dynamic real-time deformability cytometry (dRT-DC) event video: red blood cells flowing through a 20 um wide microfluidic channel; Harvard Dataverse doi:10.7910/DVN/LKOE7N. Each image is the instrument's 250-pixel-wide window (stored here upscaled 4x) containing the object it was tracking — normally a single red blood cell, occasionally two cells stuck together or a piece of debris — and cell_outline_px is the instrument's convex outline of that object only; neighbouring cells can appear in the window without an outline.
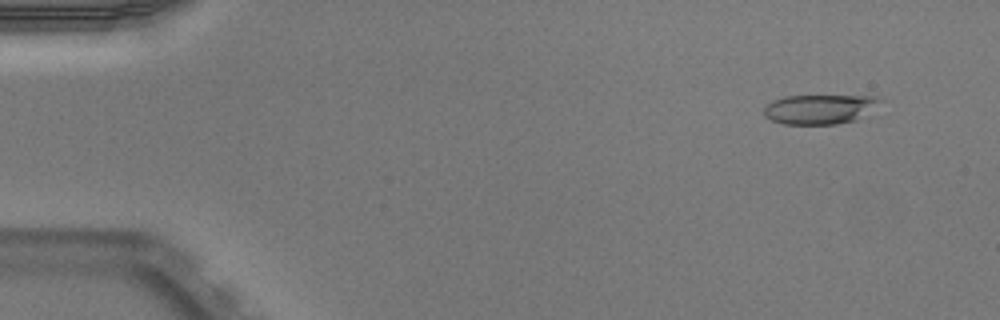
{"species": "Egyptian fruit bat (a non-hibernating species)", "species_latin": "Rousettus aegyptiacus", "temperature_condition": "warm", "stored_images_in_passage": 15, "camera_frame_rate_fps": 3000, "um_per_image_px": 0.085, "animal": {"sex": "male"}, "frame": {"image": 1, "passage_image": 3, "time_ms": 0.667, "image_size_px": [1000, 320], "cell_outline_px": [[884, 100], [856, 120], [836, 124], [784, 124], [772, 120], [764, 116], [764, 104], [772, 100], [784, 96], [876, 96]], "centroid_in_image_um": [69.62, 9.27], "position_along_channel_um": 15.4, "area_um2": 20.0}}